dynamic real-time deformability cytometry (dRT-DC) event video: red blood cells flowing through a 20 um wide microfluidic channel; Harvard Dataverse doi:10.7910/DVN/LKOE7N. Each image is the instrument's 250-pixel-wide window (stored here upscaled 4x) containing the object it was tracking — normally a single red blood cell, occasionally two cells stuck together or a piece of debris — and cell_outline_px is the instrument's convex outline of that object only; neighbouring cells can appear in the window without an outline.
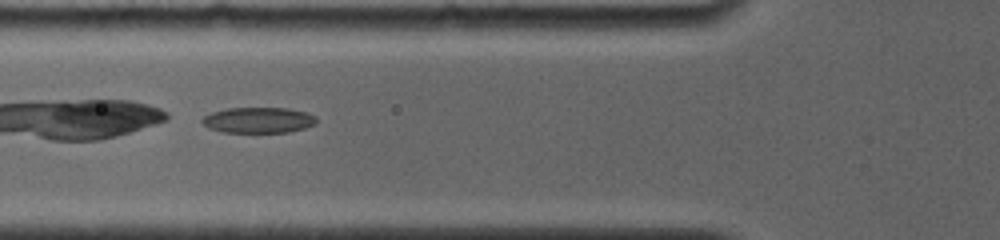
{"species": "common noctule bat (a hibernating species)", "species_latin": "Nyctalus noctula", "temperature_condition": "room temperature", "stored_images_in_passage": 5, "camera_frame_rate_fps": 4000, "um_per_image_px": 0.085, "animal": {"sex": "female", "body_mass_g": 19.0, "forearm_length_mm": 56.7}, "frame": {"image": 1, "passage_image": 3, "time_ms": 1.75, "image_size_px": [1000, 240], "cell_outline_px": [[316, 124], [304, 128], [288, 132], [224, 132], [208, 128], [200, 120], [204, 116], [212, 112], [228, 108], [288, 108], [304, 112], [316, 116]], "centroid_in_image_um": [21.96, 10.21], "position_along_channel_um": 103.8, "area_um2": 17.05}}
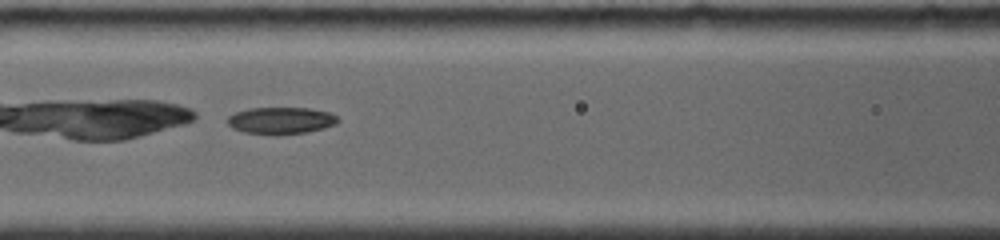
{"frame": {"image": 2, "passage_image": 4, "time_ms": 2.75, "image_size_px": [1000, 240], "cell_outline_px": [[340, 120], [336, 124], [324, 128], [308, 132], [276, 136], [244, 132], [232, 128], [228, 124], [228, 116], [236, 112], [248, 108], [308, 108], [328, 112], [336, 116]], "centroid_in_image_um": [23.87, 10.26], "position_along_channel_um": 142.7, "area_um2": 17.51}}